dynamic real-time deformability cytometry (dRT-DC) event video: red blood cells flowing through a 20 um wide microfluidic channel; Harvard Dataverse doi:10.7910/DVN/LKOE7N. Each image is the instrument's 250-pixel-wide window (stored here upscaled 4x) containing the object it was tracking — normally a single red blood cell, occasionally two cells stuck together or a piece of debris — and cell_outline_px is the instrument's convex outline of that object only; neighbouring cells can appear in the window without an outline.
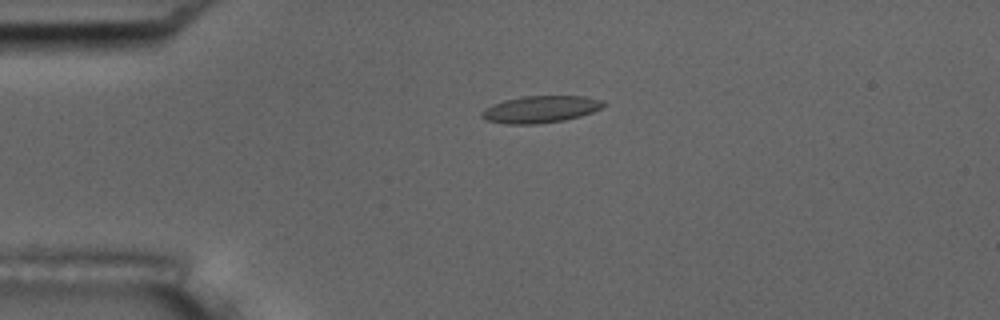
{"species": "common noctule bat (a hibernating species)", "species_latin": "Nyctalus noctula", "temperature_condition": "room temperature", "stored_images_in_passage": 5, "camera_frame_rate_fps": 3000, "um_per_image_px": 0.085, "animal": {"sex": "male", "body_mass_g": 17.5, "forearm_length_mm": 52.3}, "frame": {"image": 1, "passage_image": 4, "time_ms": 1.0, "image_size_px": [1000, 320], "cell_outline_px": [[604, 104], [600, 108], [592, 112], [580, 116], [564, 120], [536, 124], [504, 124], [484, 120], [480, 116], [480, 112], [484, 108], [492, 104], [504, 100], [524, 96], [584, 96], [604, 100]], "centroid_in_image_um": [45.88, 9.29], "position_along_channel_um": 39.1, "area_um2": 19.25}}